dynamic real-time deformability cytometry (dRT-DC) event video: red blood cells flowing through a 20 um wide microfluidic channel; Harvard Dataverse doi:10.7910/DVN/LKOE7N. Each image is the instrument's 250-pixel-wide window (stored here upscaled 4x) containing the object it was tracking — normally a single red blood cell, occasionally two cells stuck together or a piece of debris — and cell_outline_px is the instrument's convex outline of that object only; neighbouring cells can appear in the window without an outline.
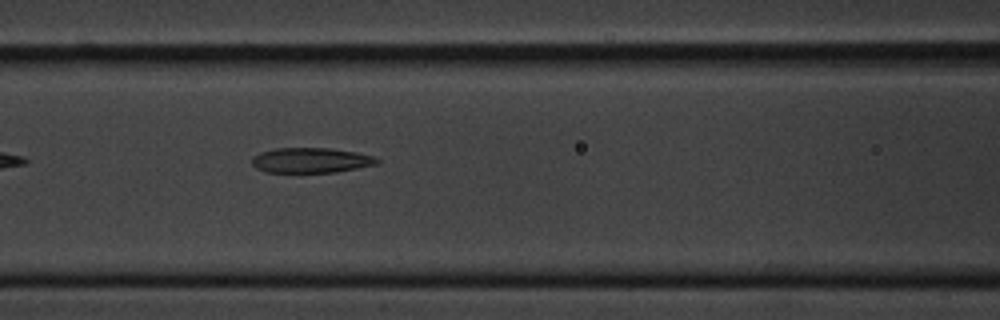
{"species": "common noctule bat (a hibernating species)", "species_latin": "Nyctalus noctula", "temperature_condition": "cold", "stored_images_in_passage": 3, "camera_frame_rate_fps": 3000, "um_per_image_px": 0.085, "animal": {"sex": "male", "body_mass_g": 20.1, "forearm_length_mm": 53.5}, "frame": {"image": 1, "passage_image": 3, "time_ms": 3.0, "image_size_px": [1000, 320], "cell_outline_px": [[380, 160], [376, 164], [336, 172], [264, 172], [256, 168], [252, 164], [252, 156], [260, 152], [276, 148], [332, 148], [356, 152], [372, 156]], "centroid_in_image_um": [26.39, 13.62], "position_along_channel_um": 140.2, "area_um2": 18.26}}